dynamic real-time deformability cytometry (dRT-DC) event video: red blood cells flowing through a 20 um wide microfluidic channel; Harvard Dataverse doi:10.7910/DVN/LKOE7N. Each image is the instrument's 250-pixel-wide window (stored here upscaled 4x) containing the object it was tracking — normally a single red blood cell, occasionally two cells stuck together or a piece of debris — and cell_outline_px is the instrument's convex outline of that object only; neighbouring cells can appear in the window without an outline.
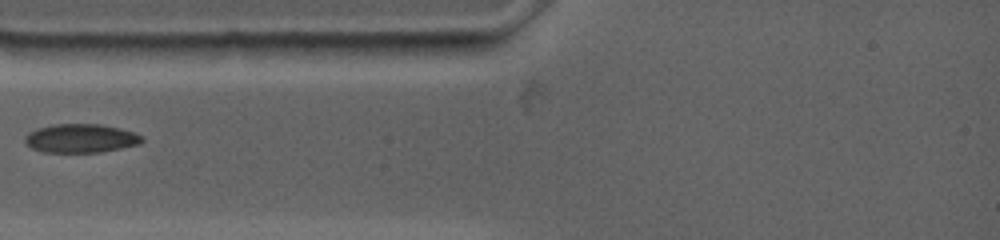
{"species": "common noctule bat (a hibernating species)", "species_latin": "Nyctalus noctula", "temperature_condition": "warm", "stored_images_in_passage": 52, "camera_frame_rate_fps": 4500, "um_per_image_px": 0.085, "animal": {"sex": "female", "body_mass_g": 19.0, "forearm_length_mm": 53.3}, "frame": {"image": 1, "passage_image": 1, "time_ms": 0.0, "image_size_px": [1000, 240], "cell_outline_px": [[144, 140], [140, 144], [100, 152], [44, 152], [32, 148], [24, 140], [24, 136], [28, 132], [36, 128], [52, 124], [100, 124], [132, 132], [144, 136]], "centroid_in_image_um": [6.84, 11.75], "position_along_channel_um": 78.2, "area_um2": 19.54}}
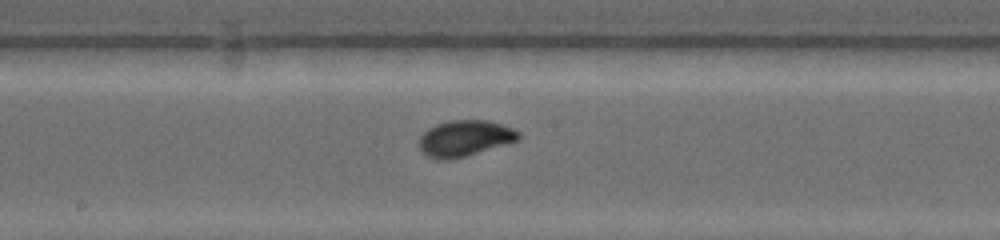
{"frame": {"image": 2, "passage_image": 16, "time_ms": 3.556, "image_size_px": [1000, 240], "cell_outline_px": [[520, 136], [516, 140], [464, 156], [448, 160], [436, 160], [420, 152], [420, 136], [428, 128], [436, 124], [452, 120], [488, 120], [504, 124], [520, 132]], "centroid_in_image_um": [39.46, 11.74], "position_along_channel_um": 208.7, "area_um2": 20.63}}
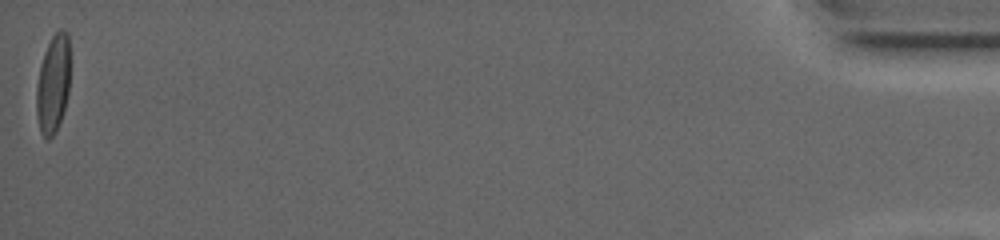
{"frame": {"image": 3, "passage_image": 52, "time_ms": 14.222, "image_size_px": [1000, 240], "cell_outline_px": [[68, 92], [64, 108], [60, 120], [52, 136], [48, 140], [44, 136], [40, 128], [36, 116], [36, 88], [40, 64], [44, 52], [52, 36], [60, 28], [68, 32]], "centroid_in_image_um": [4.48, 7.1], "position_along_channel_um": 430.7, "area_um2": 18.9}}